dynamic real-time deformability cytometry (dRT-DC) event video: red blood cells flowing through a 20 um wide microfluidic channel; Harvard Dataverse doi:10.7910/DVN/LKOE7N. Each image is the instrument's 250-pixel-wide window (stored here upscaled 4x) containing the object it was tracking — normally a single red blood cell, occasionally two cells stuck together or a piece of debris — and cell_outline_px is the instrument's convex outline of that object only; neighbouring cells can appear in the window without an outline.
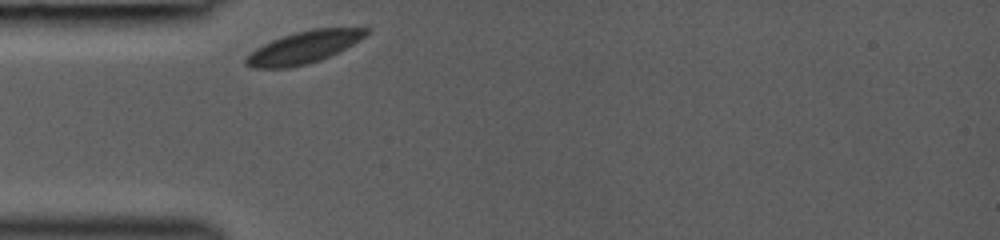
{"species": "common noctule bat (a hibernating species)", "species_latin": "Nyctalus noctula", "temperature_condition": "room temperature", "stored_images_in_passage": 16, "camera_frame_rate_fps": 3000, "um_per_image_px": 0.085, "animal": {"sex": "female", "body_mass_g": 19.0, "forearm_length_mm": 53.3}, "frame": {"image": 1, "passage_image": 1, "time_ms": 0.0, "image_size_px": [1000, 240], "cell_outline_px": [[372, 28], [364, 36], [352, 44], [320, 60], [308, 64], [288, 68], [252, 68], [244, 64], [244, 60], [256, 48], [272, 40], [296, 32], [312, 28]], "centroid_in_image_um": [25.78, 4.03], "position_along_channel_um": 59.2, "area_um2": 22.14}}
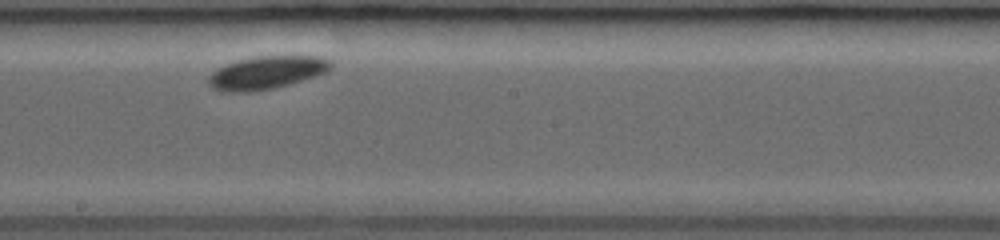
{"frame": {"image": 2, "passage_image": 7, "time_ms": 4.333, "image_size_px": [1000, 240], "cell_outline_px": [[332, 68], [316, 76], [276, 88], [252, 92], [224, 92], [212, 88], [208, 84], [208, 76], [216, 68], [224, 64], [256, 56], [320, 56], [332, 60]], "centroid_in_image_um": [22.64, 6.18], "position_along_channel_um": 225.6, "area_um2": 23.76}}
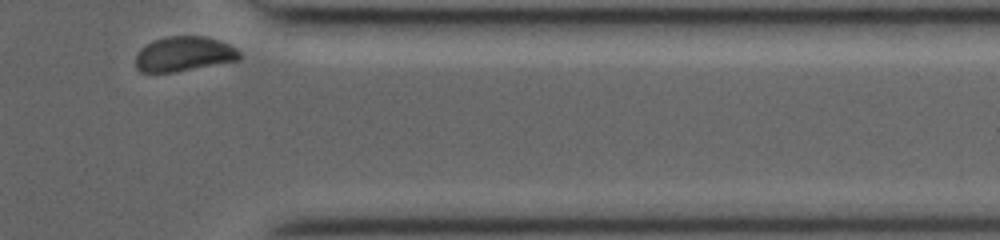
{"frame": {"image": 3, "passage_image": 16, "time_ms": 8.667, "image_size_px": [1000, 240], "cell_outline_px": [[240, 60], [176, 72], [140, 72], [136, 68], [136, 56], [140, 48], [156, 40], [168, 36], [204, 36], [228, 44], [236, 48], [240, 52]], "centroid_in_image_um": [15.64, 4.6], "position_along_channel_um": 395.8, "area_um2": 20.98}}